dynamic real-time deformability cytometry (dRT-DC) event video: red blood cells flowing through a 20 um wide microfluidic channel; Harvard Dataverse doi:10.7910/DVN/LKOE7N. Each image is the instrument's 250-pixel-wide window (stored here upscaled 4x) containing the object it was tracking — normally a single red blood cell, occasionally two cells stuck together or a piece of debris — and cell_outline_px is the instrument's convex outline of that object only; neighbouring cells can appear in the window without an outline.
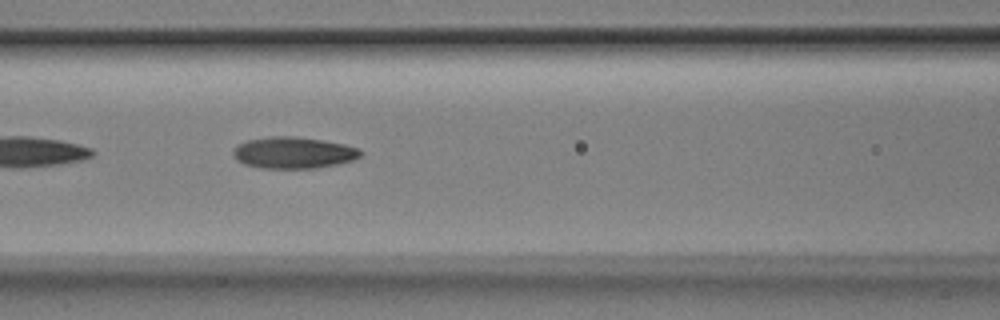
{"species": "Egyptian fruit bat (a non-hibernating species)", "species_latin": "Rousettus aegyptiacus", "temperature_condition": "room temperature", "stored_images_in_passage": 21, "camera_frame_rate_fps": 3000, "um_per_image_px": 0.085, "animal": {"sex": "male"}, "frame": {"image": 1, "passage_image": 12, "time_ms": 3.667, "image_size_px": [1000, 320], "cell_outline_px": [[364, 152], [360, 156], [352, 160], [340, 164], [316, 168], [260, 168], [244, 164], [236, 160], [232, 156], [232, 152], [240, 144], [248, 140], [272, 136], [296, 136], [344, 144], [360, 148]], "centroid_in_image_um": [24.97, 12.99], "position_along_channel_um": 141.6, "area_um2": 23.47}}
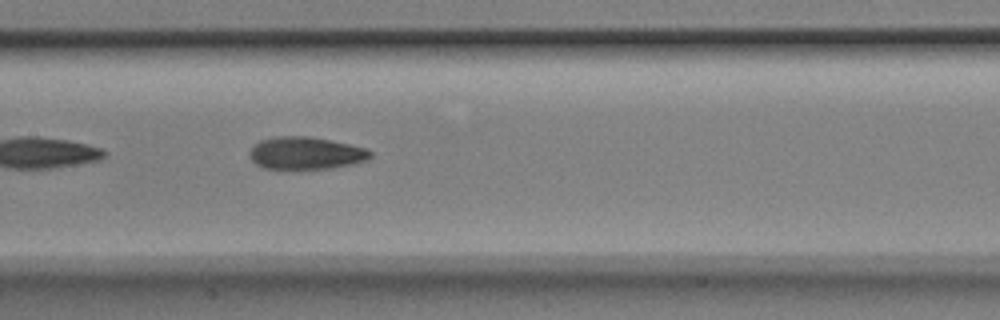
{"frame": {"image": 2, "passage_image": 15, "time_ms": 4.667, "image_size_px": [1000, 320], "cell_outline_px": [[372, 156], [368, 160], [352, 164], [328, 168], [264, 168], [256, 164], [248, 156], [248, 152], [252, 144], [260, 140], [276, 136], [308, 136], [368, 148], [372, 152]], "centroid_in_image_um": [25.96, 13.0], "position_along_channel_um": 181.4, "area_um2": 22.83}}